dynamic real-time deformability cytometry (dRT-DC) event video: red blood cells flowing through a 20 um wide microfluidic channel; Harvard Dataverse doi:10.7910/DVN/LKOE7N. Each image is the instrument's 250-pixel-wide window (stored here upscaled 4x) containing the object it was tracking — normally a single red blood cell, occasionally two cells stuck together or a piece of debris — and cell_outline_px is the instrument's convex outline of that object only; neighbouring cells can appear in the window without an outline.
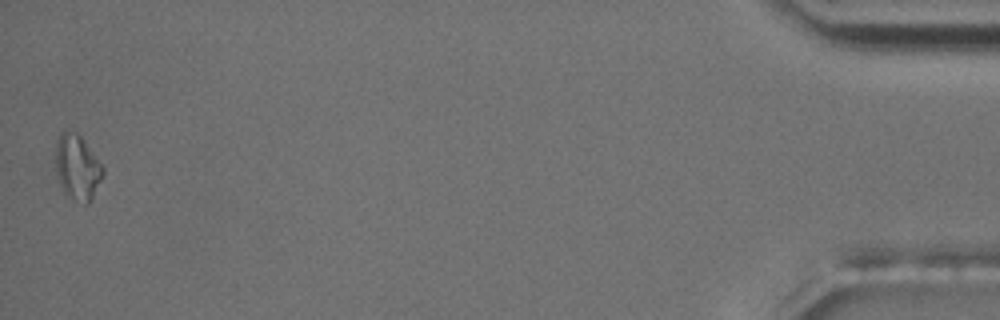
{"species": "common noctule bat (a hibernating species)", "species_latin": "Nyctalus noctula", "temperature_condition": "room temperature", "stored_images_in_passage": 55, "camera_frame_rate_fps": 3000, "um_per_image_px": 0.085, "animal": {"sex": "male", "body_mass_g": 17.5, "forearm_length_mm": 52.3}, "frame": {"image": 1, "passage_image": 55, "time_ms": 18.0, "image_size_px": [1000, 320], "cell_outline_px": [[104, 172], [88, 204], [84, 204], [68, 196], [64, 192], [60, 184], [56, 172], [56, 140], [64, 128], [76, 132], [80, 136], [104, 168]], "centroid_in_image_um": [6.54, 14.19], "position_along_channel_um": 428.7, "area_um2": 17.69}}